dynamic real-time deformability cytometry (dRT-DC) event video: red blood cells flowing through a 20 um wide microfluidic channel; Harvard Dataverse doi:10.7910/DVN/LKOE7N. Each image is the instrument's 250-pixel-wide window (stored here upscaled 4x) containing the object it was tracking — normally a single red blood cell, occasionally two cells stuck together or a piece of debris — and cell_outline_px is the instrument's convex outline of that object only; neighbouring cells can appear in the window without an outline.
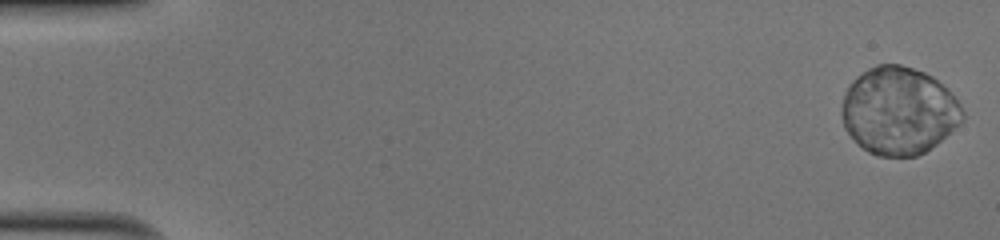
{"species": "human", "species_latin": "Homo sapiens", "temperature_condition": "cold", "stored_images_in_passage": 51, "camera_frame_rate_fps": 3000, "um_per_image_px": 0.085, "donor": {"sex": "male"}, "frame": {"image": 1, "passage_image": 1, "time_ms": 0.0, "image_size_px": [1000, 240], "cell_outline_px": [[964, 120], [960, 124], [936, 144], [924, 152], [916, 156], [880, 156], [868, 152], [844, 128], [840, 112], [844, 96], [848, 84], [856, 76], [868, 68], [876, 64], [900, 64], [924, 72], [932, 76], [956, 100], [964, 112]], "centroid_in_image_um": [76.37, 9.41], "position_along_channel_um": 8.6, "area_um2": 61.33}}
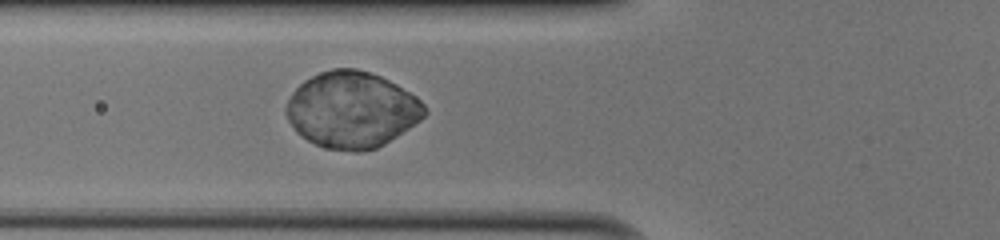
{"frame": {"image": 2, "passage_image": 20, "time_ms": 6.333, "image_size_px": [1000, 240], "cell_outline_px": [[428, 112], [420, 120], [384, 144], [376, 148], [356, 152], [324, 148], [308, 140], [296, 132], [288, 120], [284, 112], [284, 108], [292, 92], [304, 80], [320, 72], [332, 68], [356, 68], [380, 76], [396, 84], [416, 96], [424, 104]], "centroid_in_image_um": [29.88, 9.33], "position_along_channel_um": 95.9, "area_um2": 61.38}}
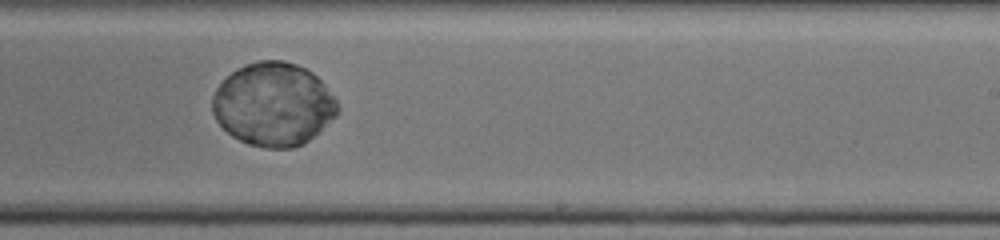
{"frame": {"image": 3, "passage_image": 33, "time_ms": 10.667, "image_size_px": [1000, 240], "cell_outline_px": [[340, 108], [336, 116], [304, 144], [292, 148], [264, 148], [248, 144], [232, 136], [216, 120], [212, 112], [212, 96], [216, 88], [236, 68], [244, 64], [260, 60], [284, 60], [296, 64], [312, 72], [324, 84], [336, 100]], "centroid_in_image_um": [23.23, 8.87], "position_along_channel_um": 265.8, "area_um2": 60.81}}